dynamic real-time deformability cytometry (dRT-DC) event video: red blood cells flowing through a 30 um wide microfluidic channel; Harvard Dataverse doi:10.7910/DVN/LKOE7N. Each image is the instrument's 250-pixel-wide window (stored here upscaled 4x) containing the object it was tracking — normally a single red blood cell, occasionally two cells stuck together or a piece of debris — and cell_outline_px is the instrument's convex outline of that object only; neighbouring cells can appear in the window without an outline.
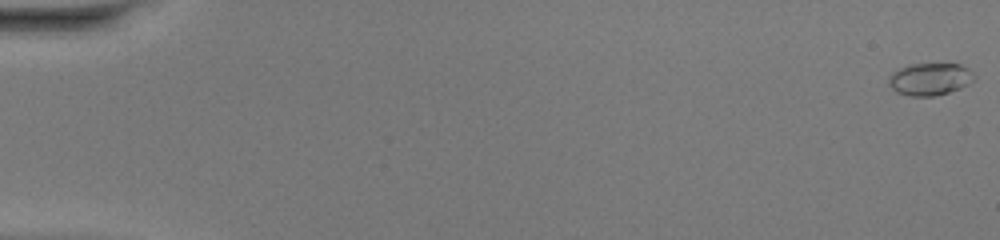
{"species": "common noctule bat (a hibernating species)", "species_latin": "Nyctalus noctula", "temperature_condition": "warm", "stored_images_in_passage": 51, "camera_frame_rate_fps": 3000, "um_per_image_px": 0.085, "animal": {"sex": "female", "body_mass_g": 20.0, "forearm_length_mm": 54.0}, "frame": {"image": 1, "passage_image": 1, "time_ms": 0.0, "image_size_px": [1000, 240], "cell_outline_px": [[976, 76], [968, 84], [960, 88], [936, 96], [908, 96], [896, 92], [888, 84], [888, 76], [892, 72], [900, 68], [912, 64], [960, 64], [968, 68]], "centroid_in_image_um": [79.02, 6.73], "position_along_channel_um": 6.0, "area_um2": 16.13}}
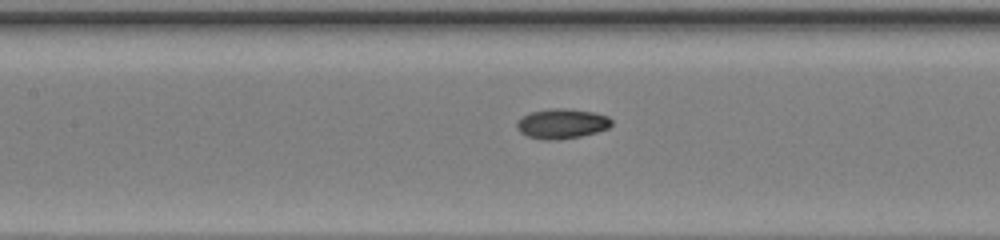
{"frame": {"image": 2, "passage_image": 25, "time_ms": 8.0, "image_size_px": [1000, 240], "cell_outline_px": [[612, 124], [608, 128], [596, 132], [580, 136], [556, 140], [544, 140], [528, 136], [520, 132], [516, 128], [516, 120], [520, 116], [528, 112], [552, 108], [564, 108], [592, 112], [608, 116], [612, 120]], "centroid_in_image_um": [47.7, 10.5], "position_along_channel_um": 159.7, "area_um2": 16.65}}
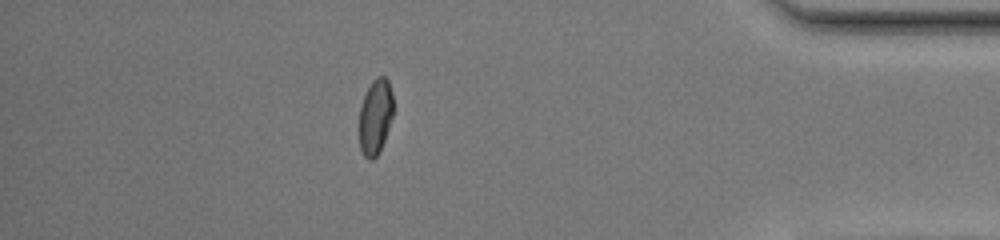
{"frame": {"image": 3, "passage_image": 45, "time_ms": 14.667, "image_size_px": [1000, 240], "cell_outline_px": [[392, 116], [384, 140], [376, 156], [372, 160], [368, 160], [364, 156], [360, 148], [360, 108], [364, 96], [372, 80], [376, 76], [384, 76], [388, 80], [392, 92]], "centroid_in_image_um": [31.9, 9.9], "position_along_channel_um": 403.3, "area_um2": 14.68}, "authors_computed_cell_mechanics": {"area_um2": 15.6638, "velocity_mm_per_s": 4.213, "shape_relaxation_time_tau1_ms": 3.0654, "shape_relaxation_time_tau2_ms": 1.836, "deformation_change_tau1": 0.1654, "deformation_change_tau2": 0.0439}}